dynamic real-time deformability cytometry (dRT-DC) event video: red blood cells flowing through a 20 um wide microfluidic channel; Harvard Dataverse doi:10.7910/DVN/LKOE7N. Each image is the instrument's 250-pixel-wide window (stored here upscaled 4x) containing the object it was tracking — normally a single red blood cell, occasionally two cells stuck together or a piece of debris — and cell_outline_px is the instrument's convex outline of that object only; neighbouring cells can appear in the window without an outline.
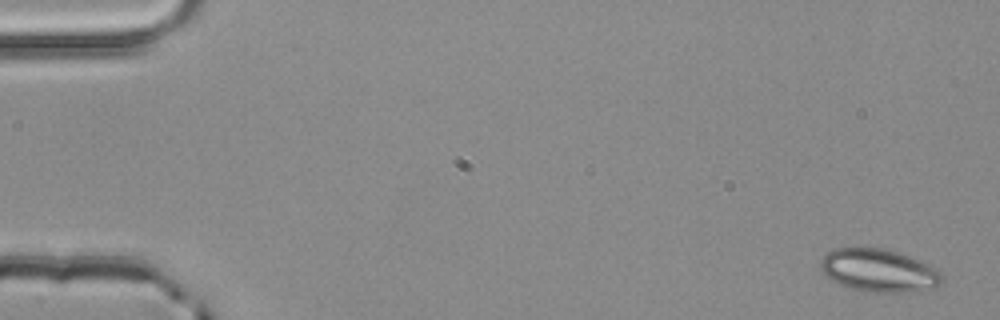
{"species": "common noctule bat (a hibernating species)", "species_latin": "Nyctalus noctula", "temperature_condition": "room temperature", "stored_images_in_passage": 4, "segment_of_instrument_passage": [2, 2], "camera_frame_rate_fps": 3000, "um_per_image_px": 0.085, "animal": {"sex": "male", "body_mass_g": 20.4}, "frame": {"image": 1, "passage_image": 4, "time_ms": 1.0, "image_size_px": [1000, 320], "cell_outline_px": [[944, 280], [940, 284], [932, 288], [904, 292], [864, 292], [848, 288], [832, 280], [820, 268], [820, 260], [832, 248], [884, 248], [932, 264], [944, 276]], "centroid_in_image_um": [74.72, 22.99], "position_along_channel_um": 10.3, "area_um2": 30.46}}